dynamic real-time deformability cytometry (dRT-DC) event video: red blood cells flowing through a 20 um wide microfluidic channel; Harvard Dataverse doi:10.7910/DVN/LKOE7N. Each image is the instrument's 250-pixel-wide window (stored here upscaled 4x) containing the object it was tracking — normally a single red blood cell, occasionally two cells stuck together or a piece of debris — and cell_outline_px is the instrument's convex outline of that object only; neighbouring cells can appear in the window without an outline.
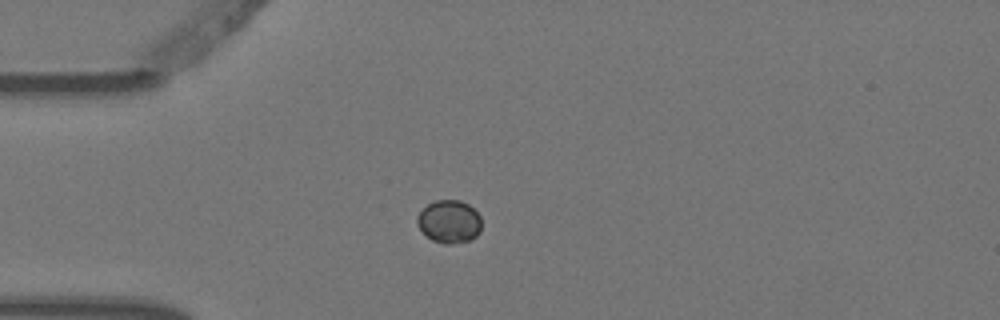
{"species": "Egyptian fruit bat (a non-hibernating species)", "species_latin": "Rousettus aegyptiacus", "temperature_condition": "warm", "stored_images_in_passage": 6, "camera_frame_rate_fps": 3000, "um_per_image_px": 0.085, "animal": {"sex": "female"}, "frame": {"image": 1, "passage_image": 3, "time_ms": 0.667, "image_size_px": [1000, 320], "cell_outline_px": [[480, 232], [476, 236], [468, 240], [452, 244], [444, 244], [432, 240], [416, 224], [416, 216], [428, 204], [436, 200], [460, 200], [468, 204], [480, 216]], "centroid_in_image_um": [38.17, 18.83], "position_along_channel_um": 46.8, "area_um2": 15.95}}
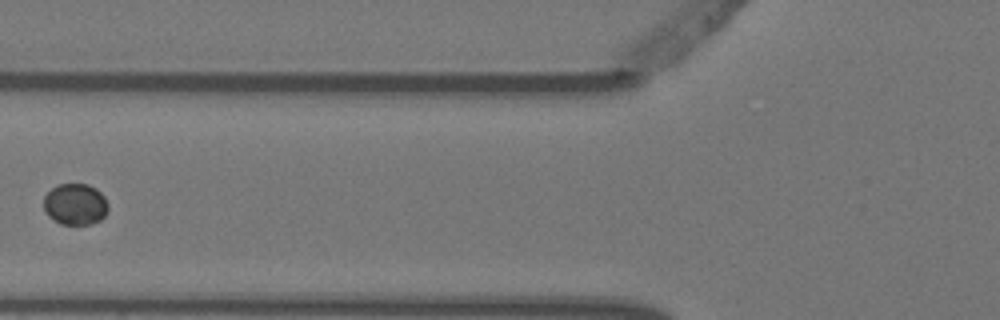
{"frame": {"image": 2, "passage_image": 5, "time_ms": 1.333, "image_size_px": [1000, 320], "cell_outline_px": [[108, 212], [100, 220], [92, 224], [60, 224], [48, 216], [44, 212], [44, 196], [52, 188], [60, 184], [88, 184], [96, 188], [104, 196], [108, 204]], "centroid_in_image_um": [6.4, 17.36], "position_along_channel_um": 119.4, "area_um2": 15.66}}
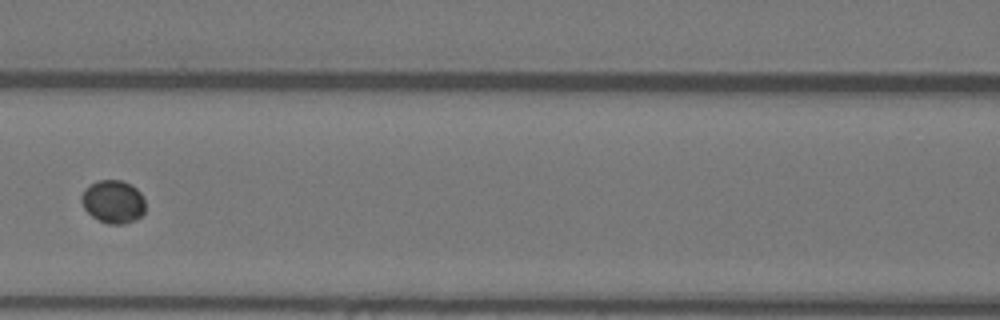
{"frame": {"image": 3, "passage_image": 6, "time_ms": 1.667, "image_size_px": [1000, 320], "cell_outline_px": [[144, 212], [136, 220], [124, 224], [108, 224], [92, 216], [84, 208], [80, 200], [80, 196], [84, 188], [100, 180], [120, 180], [132, 184], [140, 192], [144, 200]], "centroid_in_image_um": [9.61, 17.14], "position_along_channel_um": 157.0, "area_um2": 16.07}}